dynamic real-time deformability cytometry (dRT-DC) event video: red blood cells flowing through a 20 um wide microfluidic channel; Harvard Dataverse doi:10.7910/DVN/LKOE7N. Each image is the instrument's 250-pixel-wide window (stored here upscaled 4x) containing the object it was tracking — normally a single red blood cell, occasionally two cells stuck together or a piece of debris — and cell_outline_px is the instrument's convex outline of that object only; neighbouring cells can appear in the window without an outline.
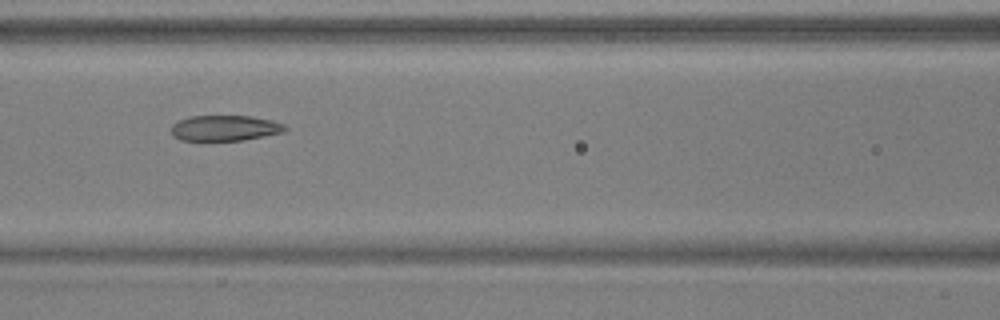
{"species": "common noctule bat (a hibernating species)", "species_latin": "Nyctalus noctula", "temperature_condition": "warm", "stored_images_in_passage": 8, "camera_frame_rate_fps": 3000, "um_per_image_px": 0.085, "animal": {"sex": "male", "body_mass_g": 17.9, "forearm_length_mm": 54.2}, "frame": {"image": 1, "passage_image": 6, "time_ms": 1.667, "image_size_px": [1000, 320], "cell_outline_px": [[288, 128], [284, 132], [244, 140], [204, 144], [200, 144], [180, 140], [172, 136], [172, 124], [176, 120], [192, 116], [252, 116], [272, 120], [284, 124]], "centroid_in_image_um": [19.04, 10.94], "position_along_channel_um": 147.6, "area_um2": 18.03}}
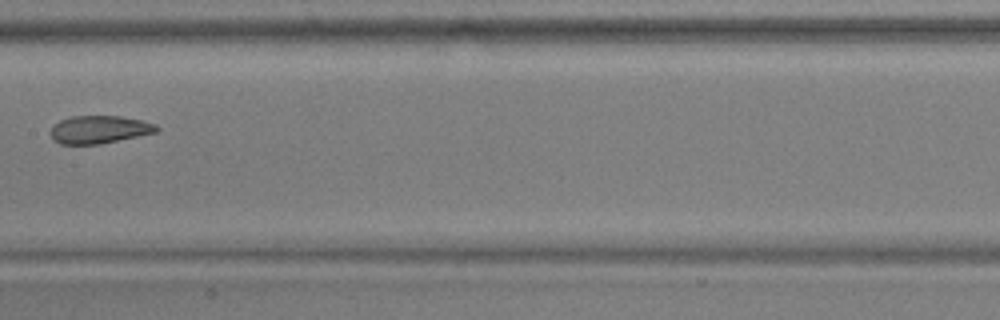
{"frame": {"image": 2, "passage_image": 7, "time_ms": 2.0, "image_size_px": [1000, 320], "cell_outline_px": [[160, 128], [156, 132], [100, 144], [60, 144], [52, 140], [48, 132], [52, 124], [68, 116], [120, 116], [140, 120], [156, 124]], "centroid_in_image_um": [8.35, 11.01], "position_along_channel_um": 199.0, "area_um2": 17.4}}